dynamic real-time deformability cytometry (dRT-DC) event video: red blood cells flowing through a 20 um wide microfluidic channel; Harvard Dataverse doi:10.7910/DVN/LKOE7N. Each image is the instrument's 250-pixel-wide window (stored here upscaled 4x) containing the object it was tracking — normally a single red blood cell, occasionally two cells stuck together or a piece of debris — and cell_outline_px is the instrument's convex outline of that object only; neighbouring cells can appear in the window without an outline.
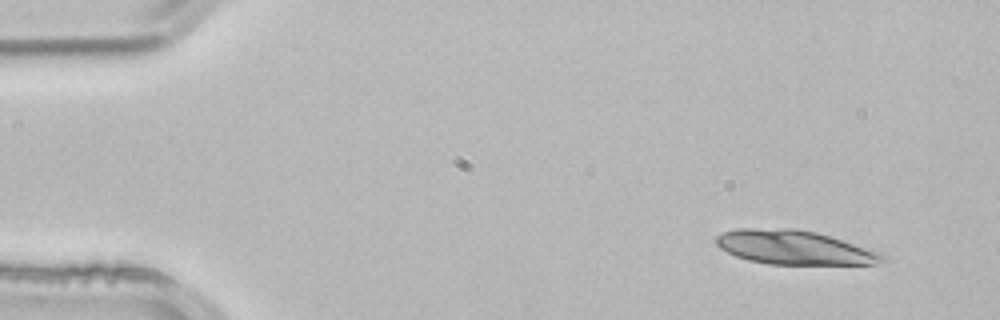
{"species": "common noctule bat (a hibernating species)", "species_latin": "Nyctalus noctula", "temperature_condition": "room temperature", "stored_images_in_passage": 3, "camera_frame_rate_fps": 3000, "um_per_image_px": 0.085, "animal": {"sex": "male", "body_mass_g": 21.5, "forearm_length_mm": 52.0}, "frame": {"image": 1, "passage_image": 1, "time_ms": 0.0, "image_size_px": [1000, 320], "cell_outline_px": [[888, 260], [876, 264], [768, 264], [748, 260], [736, 256], [720, 248], [716, 244], [716, 236], [724, 232], [736, 228], [792, 228], [816, 232], [880, 252]], "centroid_in_image_um": [67.49, 21.03], "position_along_channel_um": 17.5, "area_um2": 32.89}}